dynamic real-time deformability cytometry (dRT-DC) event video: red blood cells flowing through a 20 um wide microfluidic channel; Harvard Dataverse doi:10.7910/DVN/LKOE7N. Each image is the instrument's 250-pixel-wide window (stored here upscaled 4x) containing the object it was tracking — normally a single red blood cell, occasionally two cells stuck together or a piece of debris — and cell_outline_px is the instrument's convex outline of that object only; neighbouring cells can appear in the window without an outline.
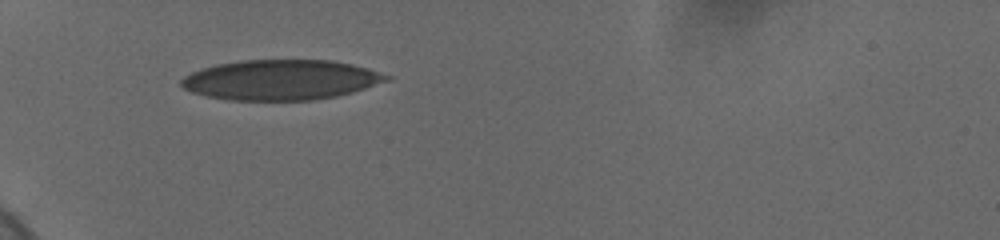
{"species": "human", "species_latin": "Homo sapiens", "temperature_condition": "cold", "stored_images_in_passage": 38, "camera_frame_rate_fps": 3000, "um_per_image_px": 0.085, "donor": {"sex": "female"}, "frame": {"image": 1, "passage_image": 1, "time_ms": 0.0, "image_size_px": [1000, 240], "cell_outline_px": [[392, 80], [352, 92], [336, 96], [312, 100], [228, 100], [208, 96], [192, 92], [184, 88], [180, 84], [180, 80], [184, 76], [192, 72], [216, 64], [240, 60], [332, 60], [352, 64], [392, 76]], "centroid_in_image_um": [23.88, 6.78], "position_along_channel_um": 61.1, "area_um2": 47.97}}
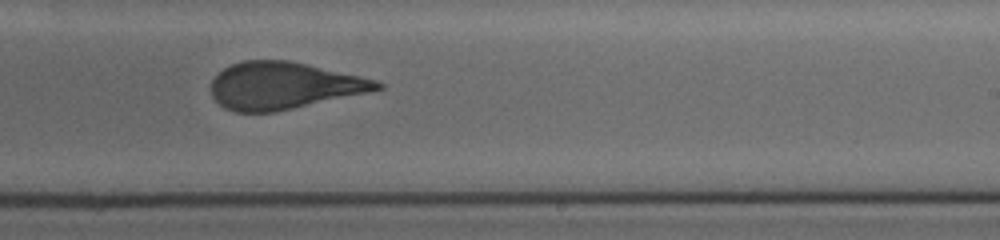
{"frame": {"image": 2, "passage_image": 19, "time_ms": 6.0, "image_size_px": [1000, 240], "cell_outline_px": [[384, 88], [276, 112], [236, 112], [224, 108], [212, 96], [212, 80], [224, 68], [232, 64], [244, 60], [288, 60], [376, 80], [384, 84]], "centroid_in_image_um": [24.07, 7.28], "position_along_channel_um": 264.9, "area_um2": 44.85}}
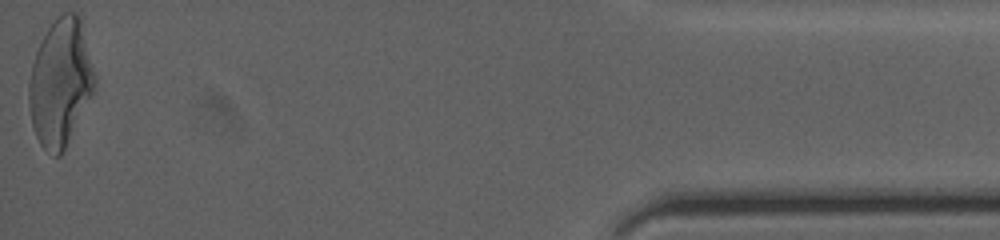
{"frame": {"image": 3, "passage_image": 38, "time_ms": 12.333, "image_size_px": [1000, 240], "cell_outline_px": [[96, 92], [60, 156], [56, 156], [44, 148], [40, 144], [32, 128], [28, 104], [28, 84], [32, 64], [36, 52], [48, 28], [64, 12], [76, 12], [80, 16], [96, 76]], "centroid_in_image_um": [5.16, 7.05], "position_along_channel_um": 430.0, "area_um2": 49.01}, "authors_computed_cell_mechanics": {"area_um2": 46.8758, "velocity_mm_per_s": 3.6779, "shape_relaxation_time_tau1_ms": 6.1692, "shape_relaxation_time_tau2_ms": 0.9687, "deformation_change_tau1": 0.2046, "deformation_change_tau2": 0.0925}}